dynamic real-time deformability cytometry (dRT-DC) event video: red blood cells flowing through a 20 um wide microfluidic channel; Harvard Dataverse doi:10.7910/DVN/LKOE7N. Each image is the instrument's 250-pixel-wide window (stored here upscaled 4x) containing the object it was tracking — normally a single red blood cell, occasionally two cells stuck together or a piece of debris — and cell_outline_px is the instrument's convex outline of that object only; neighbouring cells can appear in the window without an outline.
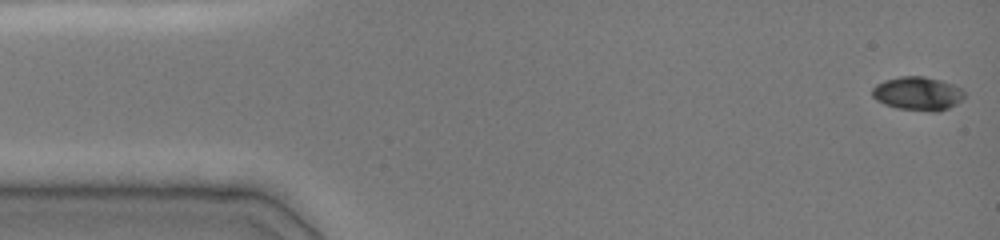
{"species": "common noctule bat (a hibernating species)", "species_latin": "Nyctalus noctula", "temperature_condition": "cold", "stored_images_in_passage": 22, "camera_frame_rate_fps": 3000, "um_per_image_px": 0.085, "animal": {"sex": "female", "body_mass_g": 19.0, "forearm_length_mm": 51.5}, "frame": {"image": 1, "passage_image": 1, "time_ms": 0.0, "image_size_px": [1000, 240], "cell_outline_px": [[964, 96], [956, 104], [948, 108], [936, 112], [900, 108], [884, 104], [876, 100], [872, 96], [872, 88], [876, 84], [884, 80], [900, 76], [924, 76], [940, 80], [952, 84], [960, 88], [964, 92]], "centroid_in_image_um": [77.98, 7.94], "position_along_channel_um": 7.0, "area_um2": 17.92}}
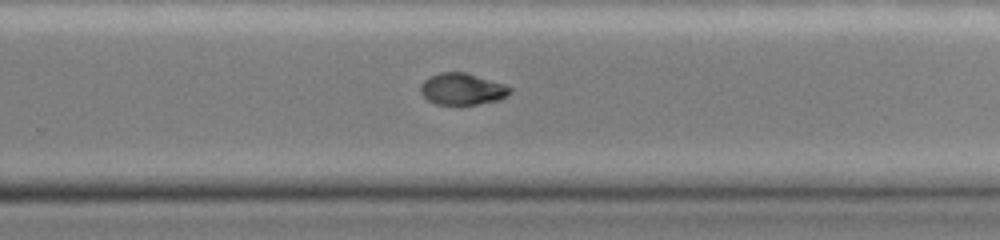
{"frame": {"image": 2, "passage_image": 14, "time_ms": 10.0, "image_size_px": [1000, 240], "cell_outline_px": [[512, 92], [500, 100], [476, 104], [436, 104], [428, 100], [420, 92], [420, 84], [424, 80], [440, 72], [464, 72], [504, 84], [512, 88]], "centroid_in_image_um": [39.29, 7.57], "position_along_channel_um": 290.5, "area_um2": 16.36}}
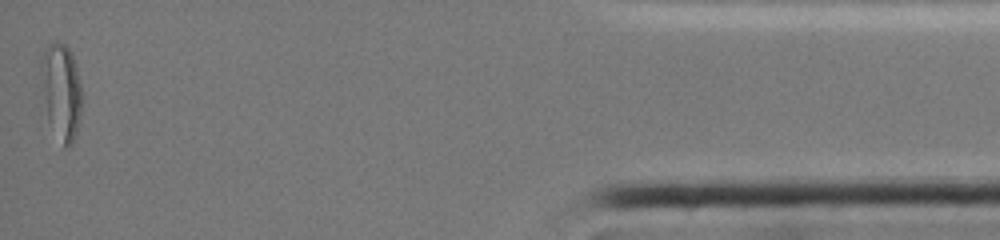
{"frame": {"image": 3, "passage_image": 22, "time_ms": 15.333, "image_size_px": [1000, 240], "cell_outline_px": [[84, 96], [76, 136], [72, 144], [68, 148], [64, 148], [48, 120], [40, 72], [40, 60], [44, 48], [52, 40], [60, 40], [72, 52], [76, 64]], "centroid_in_image_um": [5.24, 7.72], "position_along_channel_um": 430.0, "area_um2": 23.58}, "authors_computed_cell_mechanics": {"area_um2": 17.051, "velocity_mm_per_s": 4.0406, "shape_relaxation_time_tau1_ms": null, "shape_relaxation_time_tau2_ms": 5.0057, "deformation_change_tau1": null, "deformation_change_tau2": 0.0376}}